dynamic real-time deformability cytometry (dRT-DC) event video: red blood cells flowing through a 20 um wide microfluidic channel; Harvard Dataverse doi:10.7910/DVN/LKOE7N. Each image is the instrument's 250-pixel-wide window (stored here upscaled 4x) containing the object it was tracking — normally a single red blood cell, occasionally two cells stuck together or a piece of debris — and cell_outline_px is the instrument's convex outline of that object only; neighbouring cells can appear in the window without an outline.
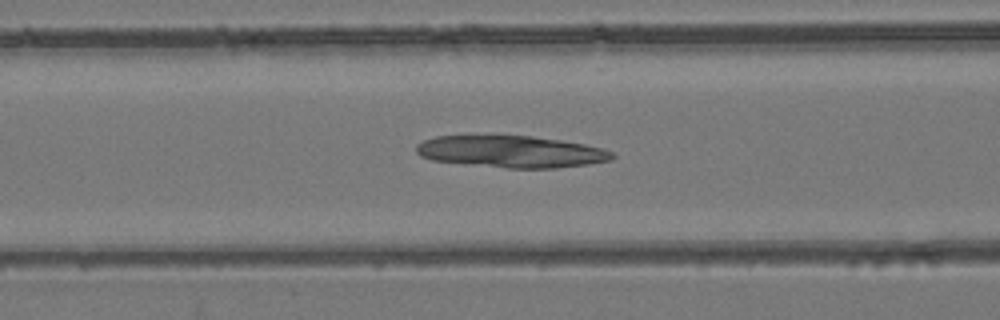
{"species": "common noctule bat (a hibernating species)", "species_latin": "Nyctalus noctula", "temperature_condition": "room temperature", "stored_images_in_passage": 54, "camera_frame_rate_fps": 3000, "um_per_image_px": 0.085, "animal": {"sex": "female", "body_mass_g": 24.6, "forearm_length_mm": 56.2}, "frame": {"image": 1, "passage_image": 22, "time_ms": 7.0, "image_size_px": [1000, 320], "cell_outline_px": [[616, 156], [612, 160], [588, 164], [556, 168], [508, 168], [432, 160], [420, 156], [416, 152], [416, 144], [424, 140], [436, 136], [532, 136], [560, 140], [584, 144], [604, 148], [612, 152]], "centroid_in_image_um": [43.48, 12.89], "position_along_channel_um": 123.1, "area_um2": 36.24}}
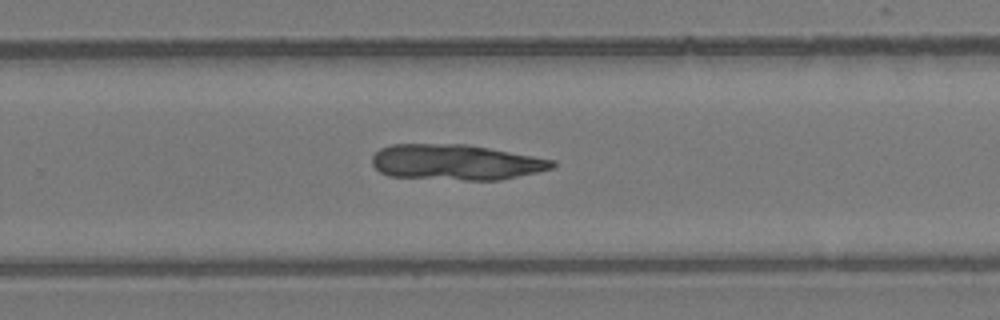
{"frame": {"image": 2, "passage_image": 35, "time_ms": 11.333, "image_size_px": [1000, 320], "cell_outline_px": [[556, 164], [552, 168], [536, 172], [500, 180], [464, 180], [388, 176], [380, 172], [372, 164], [372, 156], [380, 148], [392, 144], [464, 144], [488, 148], [556, 160]], "centroid_in_image_um": [38.72, 13.79], "position_along_channel_um": 291.1, "area_um2": 37.22}}
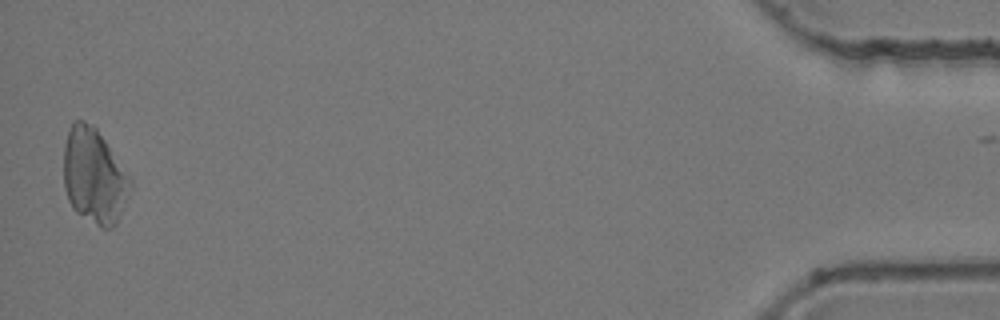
{"frame": {"image": 3, "passage_image": 53, "time_ms": 17.333, "image_size_px": [1000, 320], "cell_outline_px": [[132, 184], [128, 196], [116, 224], [112, 228], [100, 228], [76, 212], [72, 208], [68, 200], [64, 188], [64, 144], [72, 120], [84, 120], [92, 124], [96, 128], [132, 180]], "centroid_in_image_um": [7.98, 14.97], "position_along_channel_um": 427.2, "area_um2": 36.93}}